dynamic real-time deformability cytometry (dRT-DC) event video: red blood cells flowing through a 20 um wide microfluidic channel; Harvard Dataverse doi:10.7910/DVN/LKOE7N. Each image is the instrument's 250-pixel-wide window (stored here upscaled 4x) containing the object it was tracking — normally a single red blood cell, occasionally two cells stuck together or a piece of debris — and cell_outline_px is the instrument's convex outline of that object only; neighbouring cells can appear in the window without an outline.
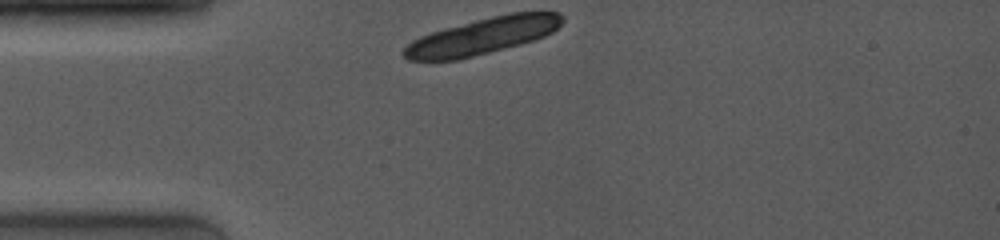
{"species": "common noctule bat (a hibernating species)", "species_latin": "Nyctalus noctula", "temperature_condition": "room temperature", "stored_images_in_passage": 3, "camera_frame_rate_fps": 4000, "um_per_image_px": 0.085, "animal": {"sex": "female", "body_mass_g": 19.0, "forearm_length_mm": 53.3}, "frame": {"image": 1, "passage_image": 1, "time_ms": 0.0, "image_size_px": [1000, 240], "cell_outline_px": [[564, 20], [552, 32], [544, 36], [520, 44], [460, 60], [408, 60], [404, 56], [404, 48], [412, 40], [420, 36], [432, 32], [476, 20], [512, 12], [556, 12], [564, 16]], "centroid_in_image_um": [41.02, 3.07], "position_along_channel_um": 44.0, "area_um2": 33.18}}